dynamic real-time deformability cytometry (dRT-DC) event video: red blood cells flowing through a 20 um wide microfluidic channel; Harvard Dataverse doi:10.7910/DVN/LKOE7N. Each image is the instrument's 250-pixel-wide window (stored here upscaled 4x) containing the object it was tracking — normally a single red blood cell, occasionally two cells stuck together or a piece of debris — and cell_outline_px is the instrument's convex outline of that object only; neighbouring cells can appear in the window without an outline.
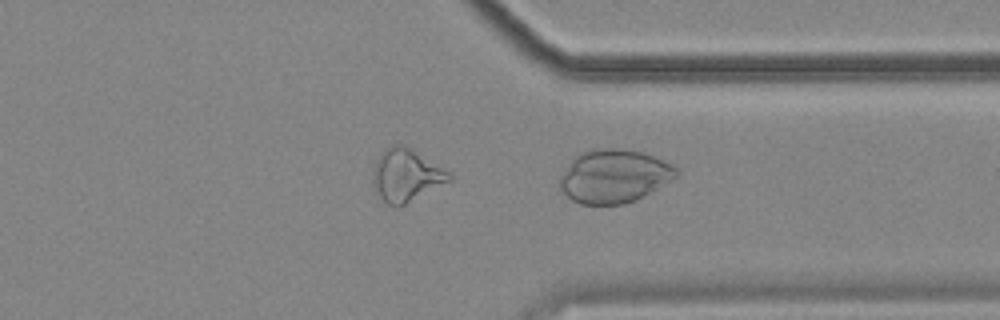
{"species": "common noctule bat (a hibernating species)", "species_latin": "Nyctalus noctula", "temperature_condition": "cold", "stored_images_in_passage": 40, "camera_frame_rate_fps": 3000, "um_per_image_px": 0.085, "animal": {"sex": "female", "body_mass_g": 18.4}, "frame": {"image": 1, "passage_image": 40, "time_ms": 13.0, "image_size_px": [1000, 320], "cell_outline_px": [[680, 172], [676, 176], [656, 188], [624, 204], [580, 204], [572, 200], [560, 188], [560, 176], [568, 164], [576, 156], [592, 148], [616, 148], [640, 152], [652, 156], [672, 164]], "centroid_in_image_um": [52.15, 14.96], "position_along_channel_um": 359.2, "area_um2": 35.49}}